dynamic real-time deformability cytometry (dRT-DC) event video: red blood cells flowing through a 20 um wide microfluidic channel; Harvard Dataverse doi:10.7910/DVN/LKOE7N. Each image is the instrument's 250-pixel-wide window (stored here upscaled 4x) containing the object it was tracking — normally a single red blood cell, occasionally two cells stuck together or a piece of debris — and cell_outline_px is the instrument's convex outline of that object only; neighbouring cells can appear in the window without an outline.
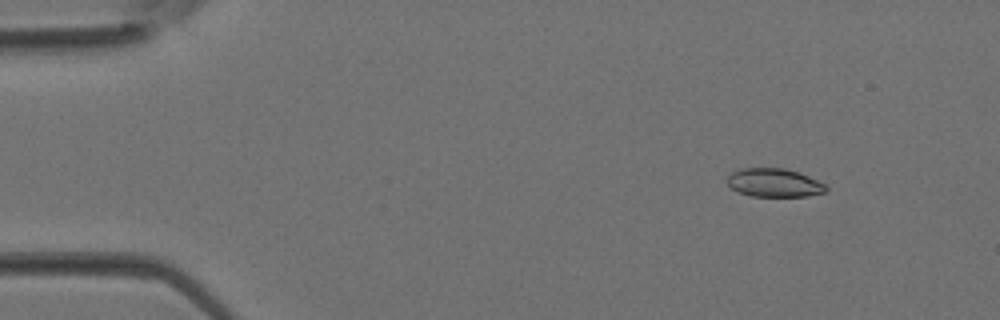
{"species": "Egyptian fruit bat (a non-hibernating species)", "species_latin": "Rousettus aegyptiacus", "temperature_condition": "room temperature", "stored_images_in_passage": 4, "camera_frame_rate_fps": 3000, "um_per_image_px": 0.085, "animal": {"sex": "female"}, "frame": {"image": 1, "passage_image": 1, "time_ms": 0.0, "image_size_px": [1000, 320], "cell_outline_px": [[828, 192], [808, 196], [752, 196], [740, 192], [732, 188], [728, 184], [728, 176], [732, 172], [740, 168], [784, 168], [800, 172], [824, 184], [828, 188]], "centroid_in_image_um": [65.84, 15.53], "position_along_channel_um": 19.2, "area_um2": 16.36}}
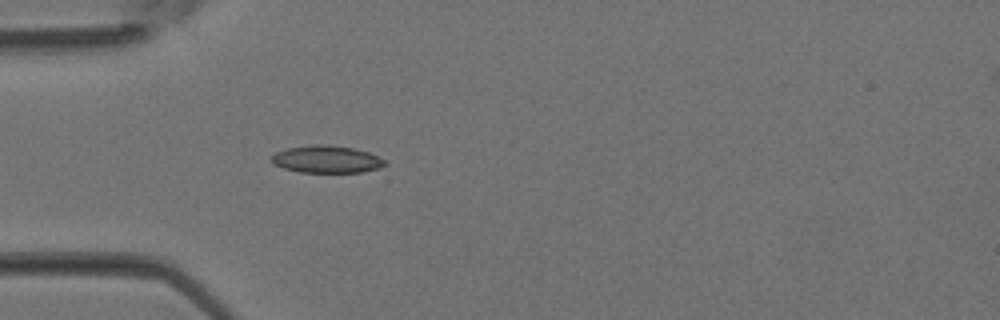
{"frame": {"image": 2, "passage_image": 3, "time_ms": 0.667, "image_size_px": [1000, 320], "cell_outline_px": [[388, 164], [380, 168], [360, 172], [300, 172], [284, 168], [272, 164], [272, 156], [276, 152], [288, 148], [320, 144], [352, 148], [368, 152], [384, 160]], "centroid_in_image_um": [27.77, 13.55], "position_along_channel_um": 57.2, "area_um2": 17.74}}